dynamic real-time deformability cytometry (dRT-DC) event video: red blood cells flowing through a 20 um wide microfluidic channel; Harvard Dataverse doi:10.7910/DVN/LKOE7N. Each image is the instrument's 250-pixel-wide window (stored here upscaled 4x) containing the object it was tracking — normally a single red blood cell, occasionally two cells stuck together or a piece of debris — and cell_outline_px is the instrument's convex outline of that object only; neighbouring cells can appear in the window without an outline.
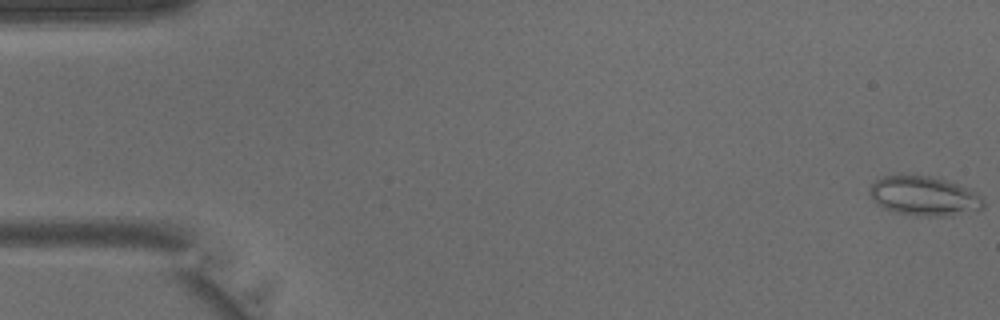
{"species": "common noctule bat (a hibernating species)", "species_latin": "Nyctalus noctula", "temperature_condition": "warm", "stored_images_in_passage": 12, "camera_frame_rate_fps": 3000, "um_per_image_px": 0.085, "animal": {"sex": "male", "body_mass_g": 15.6}, "frame": {"image": 1, "passage_image": 1, "time_ms": 0.0, "image_size_px": [1000, 320], "cell_outline_px": [[984, 208], [944, 216], [928, 216], [896, 212], [884, 208], [876, 204], [872, 200], [868, 192], [872, 184], [876, 180], [884, 176], [928, 176], [944, 180], [968, 188], [976, 192], [984, 200]], "centroid_in_image_um": [78.52, 16.66], "position_along_channel_um": 6.5, "area_um2": 25.61}}